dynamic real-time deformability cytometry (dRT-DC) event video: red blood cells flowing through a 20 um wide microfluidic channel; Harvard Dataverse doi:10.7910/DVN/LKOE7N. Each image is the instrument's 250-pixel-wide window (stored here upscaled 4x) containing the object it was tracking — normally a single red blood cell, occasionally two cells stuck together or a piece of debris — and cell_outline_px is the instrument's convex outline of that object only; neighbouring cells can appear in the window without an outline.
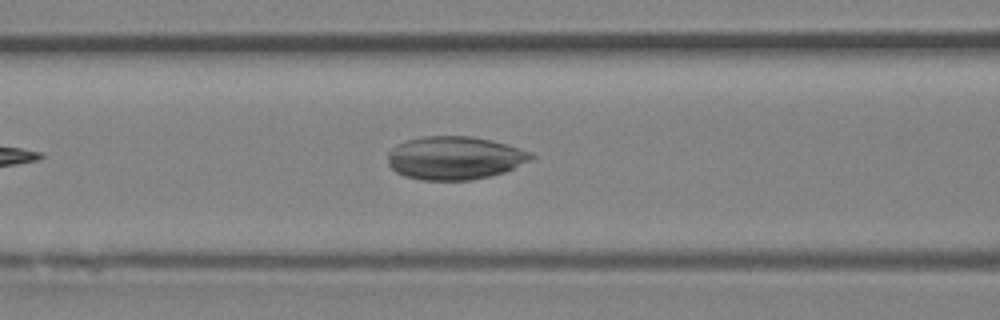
{"species": "Egyptian fruit bat (a non-hibernating species)", "species_latin": "Rousettus aegyptiacus", "temperature_condition": "room temperature", "stored_images_in_passage": 5, "camera_frame_rate_fps": 3000, "um_per_image_px": 0.085, "animal": {"sex": "female"}, "frame": {"image": 1, "passage_image": 5, "time_ms": 1.333, "image_size_px": [1000, 320], "cell_outline_px": [[536, 156], [532, 160], [504, 172], [472, 180], [420, 180], [404, 176], [396, 172], [388, 164], [388, 152], [392, 148], [408, 140], [424, 136], [472, 136], [520, 148], [532, 152]], "centroid_in_image_um": [38.66, 13.43], "position_along_channel_um": 127.9, "area_um2": 36.01}}